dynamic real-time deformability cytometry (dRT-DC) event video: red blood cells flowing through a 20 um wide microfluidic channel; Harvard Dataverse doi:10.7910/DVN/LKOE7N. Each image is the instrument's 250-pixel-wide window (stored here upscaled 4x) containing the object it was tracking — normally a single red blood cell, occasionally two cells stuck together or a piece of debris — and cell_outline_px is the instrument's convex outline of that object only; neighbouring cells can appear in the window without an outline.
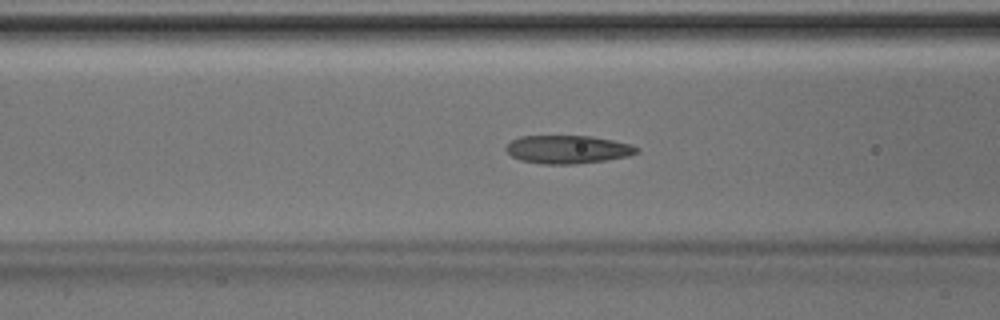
{"species": "Egyptian fruit bat (a non-hibernating species)", "species_latin": "Rousettus aegyptiacus", "temperature_condition": "room temperature", "stored_images_in_passage": 45, "camera_frame_rate_fps": 3000, "um_per_image_px": 0.085, "animal": {"sex": "male"}, "frame": {"image": 1, "passage_image": 17, "time_ms": 5.333, "image_size_px": [1000, 320], "cell_outline_px": [[640, 152], [628, 156], [604, 160], [572, 164], [544, 164], [520, 160], [512, 156], [504, 148], [512, 140], [520, 136], [592, 136], [632, 144], [640, 148]], "centroid_in_image_um": [48.28, 12.69], "position_along_channel_um": 118.3, "area_um2": 21.44}}
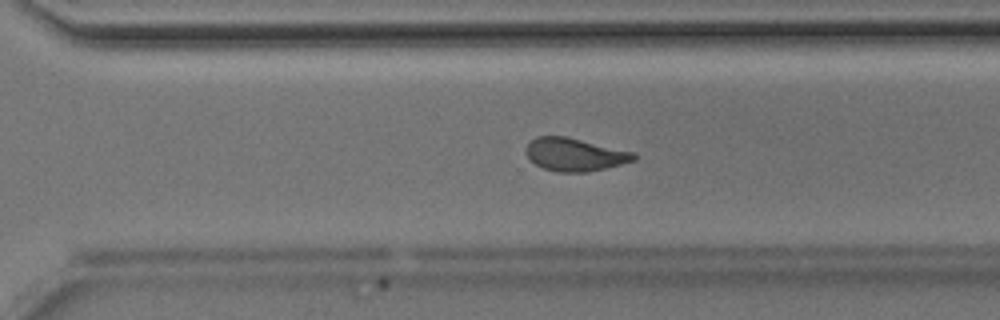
{"frame": {"image": 2, "passage_image": 31, "time_ms": 10.0, "image_size_px": [1000, 320], "cell_outline_px": [[636, 160], [604, 168], [584, 172], [556, 172], [544, 168], [528, 160], [524, 148], [536, 136], [564, 136], [636, 152]], "centroid_in_image_um": [48.83, 13.13], "position_along_channel_um": 321.8, "area_um2": 20.69}}
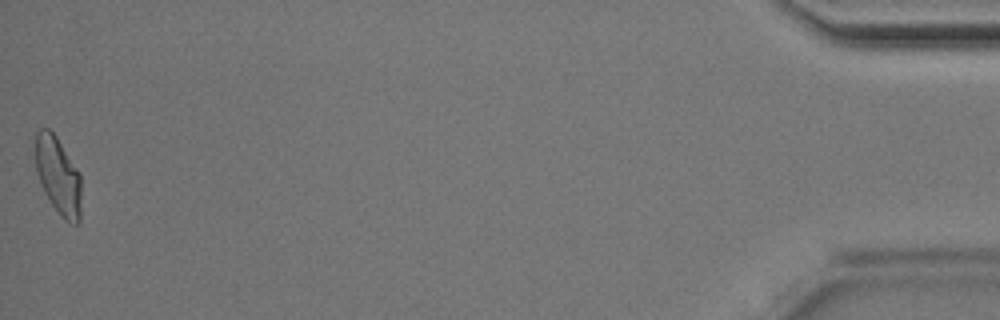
{"frame": {"image": 3, "passage_image": 45, "time_ms": 14.667, "image_size_px": [1000, 320], "cell_outline_px": [[80, 224], [76, 224], [64, 220], [60, 216], [44, 192], [36, 172], [36, 132], [40, 128], [48, 128], [56, 136], [80, 172]], "centroid_in_image_um": [4.95, 14.94], "position_along_channel_um": 430.3, "area_um2": 20.63}}